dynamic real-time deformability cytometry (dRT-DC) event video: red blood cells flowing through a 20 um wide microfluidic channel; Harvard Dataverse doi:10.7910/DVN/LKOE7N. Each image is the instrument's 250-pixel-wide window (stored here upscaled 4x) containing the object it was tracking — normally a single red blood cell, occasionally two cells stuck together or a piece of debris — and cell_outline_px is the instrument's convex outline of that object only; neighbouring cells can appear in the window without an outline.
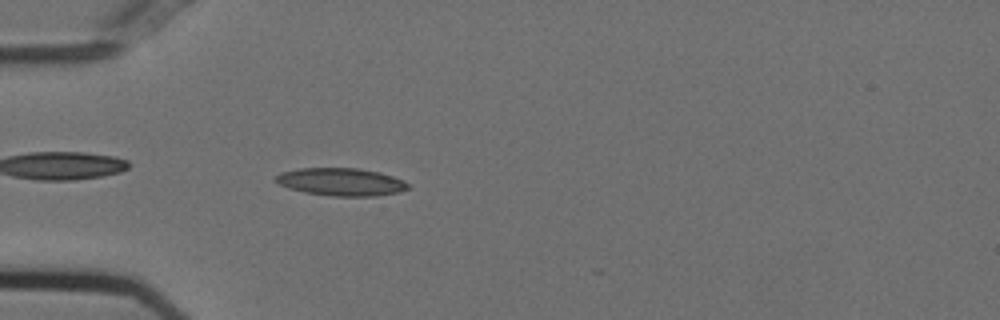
{"species": "Egyptian fruit bat (a non-hibernating species)", "species_latin": "Rousettus aegyptiacus", "temperature_condition": "cold", "stored_images_in_passage": 41, "camera_frame_rate_fps": 3000, "um_per_image_px": 0.085, "animal": {"sex": "female"}, "frame": {"image": 1, "passage_image": 9, "time_ms": 2.667, "image_size_px": [1000, 320], "cell_outline_px": [[408, 188], [400, 192], [376, 196], [332, 196], [304, 192], [288, 188], [272, 180], [280, 172], [300, 168], [360, 168], [380, 172], [404, 180], [408, 184]], "centroid_in_image_um": [28.98, 15.46], "position_along_channel_um": 56.0, "area_um2": 21.5}}
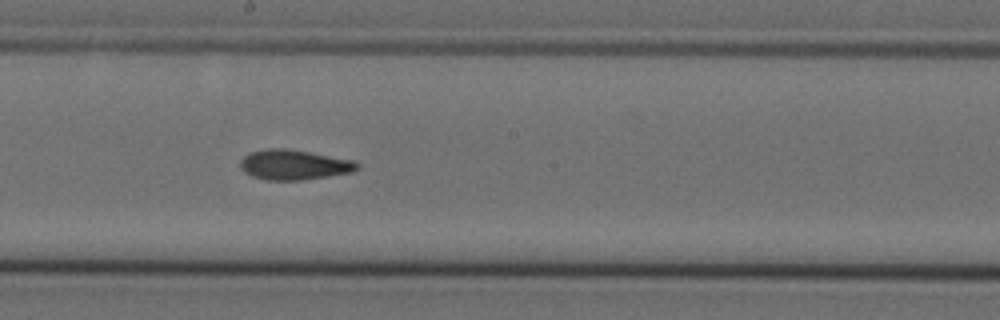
{"frame": {"image": 2, "passage_image": 23, "time_ms": 7.333, "image_size_px": [1000, 320], "cell_outline_px": [[360, 168], [352, 172], [328, 176], [300, 180], [268, 180], [252, 176], [244, 172], [240, 168], [240, 160], [244, 156], [252, 152], [268, 148], [284, 148], [356, 160], [360, 164]], "centroid_in_image_um": [25.01, 14.0], "position_along_channel_um": 223.2, "area_um2": 20.46}}
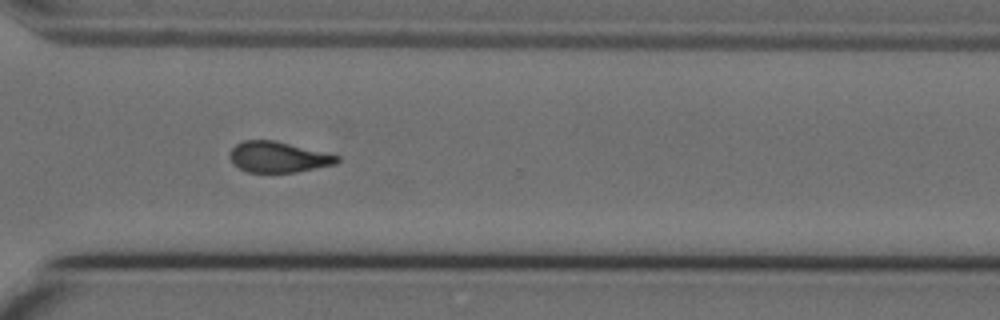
{"frame": {"image": 3, "passage_image": 33, "time_ms": 10.667, "image_size_px": [1000, 320], "cell_outline_px": [[340, 160], [336, 164], [296, 172], [248, 172], [232, 164], [228, 156], [228, 152], [236, 144], [244, 140], [272, 140], [340, 156]], "centroid_in_image_um": [23.6, 13.35], "position_along_channel_um": 347.0, "area_um2": 19.13}, "authors_computed_cell_mechanics": {"area_um2": 20.0566, "velocity_mm_per_s": 3.7359, "shape_relaxation_time_tau1_ms": null, "shape_relaxation_time_tau2_ms": 4.3595, "deformation_change_tau1": null, "deformation_change_tau2": 0.1121}}